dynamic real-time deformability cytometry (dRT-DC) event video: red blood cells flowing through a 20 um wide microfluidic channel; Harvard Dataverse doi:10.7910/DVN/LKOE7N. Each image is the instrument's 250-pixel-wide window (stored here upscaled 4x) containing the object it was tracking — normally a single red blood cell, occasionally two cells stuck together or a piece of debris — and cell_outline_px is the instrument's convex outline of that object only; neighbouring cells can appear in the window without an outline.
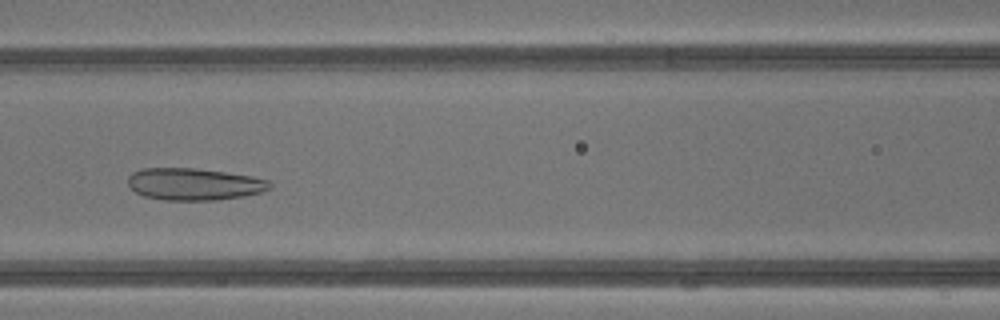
{"species": "common noctule bat (a hibernating species)", "species_latin": "Nyctalus noctula", "temperature_condition": "warm", "stored_images_in_passage": 42, "camera_frame_rate_fps": 3000, "um_per_image_px": 0.085, "animal": {"sex": "male", "body_mass_g": 13.3}, "frame": {"image": 1, "passage_image": 19, "time_ms": 6.0, "image_size_px": [1000, 320], "cell_outline_px": [[272, 188], [260, 192], [244, 196], [220, 200], [164, 200], [144, 196], [136, 192], [128, 184], [128, 176], [132, 172], [140, 168], [196, 168], [252, 176], [268, 180], [272, 184]], "centroid_in_image_um": [16.5, 15.65], "position_along_channel_um": 150.1, "area_um2": 26.59}}
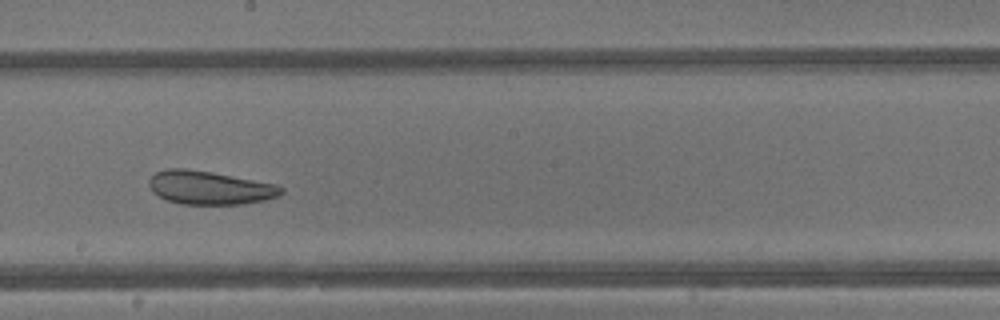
{"frame": {"image": 2, "passage_image": 24, "time_ms": 7.667, "image_size_px": [1000, 320], "cell_outline_px": [[284, 192], [280, 196], [264, 200], [244, 204], [180, 204], [168, 200], [152, 192], [148, 184], [148, 180], [156, 172], [164, 168], [184, 168], [212, 172], [276, 184], [284, 188]], "centroid_in_image_um": [17.82, 15.95], "position_along_channel_um": 230.4, "area_um2": 25.89}}
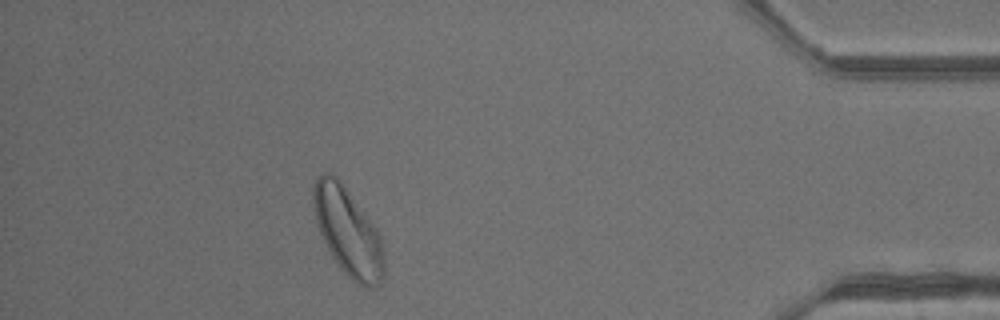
{"frame": {"image": 3, "passage_image": 38, "time_ms": 12.333, "image_size_px": [1000, 320], "cell_outline_px": [[384, 276], [380, 284], [376, 288], [364, 288], [352, 280], [348, 276], [332, 256], [320, 232], [316, 220], [312, 200], [312, 188], [316, 176], [320, 172], [328, 172], [336, 176], [340, 180], [372, 224], [380, 236], [384, 256]], "centroid_in_image_um": [29.56, 19.7], "position_along_channel_um": 405.6, "area_um2": 35.95}}